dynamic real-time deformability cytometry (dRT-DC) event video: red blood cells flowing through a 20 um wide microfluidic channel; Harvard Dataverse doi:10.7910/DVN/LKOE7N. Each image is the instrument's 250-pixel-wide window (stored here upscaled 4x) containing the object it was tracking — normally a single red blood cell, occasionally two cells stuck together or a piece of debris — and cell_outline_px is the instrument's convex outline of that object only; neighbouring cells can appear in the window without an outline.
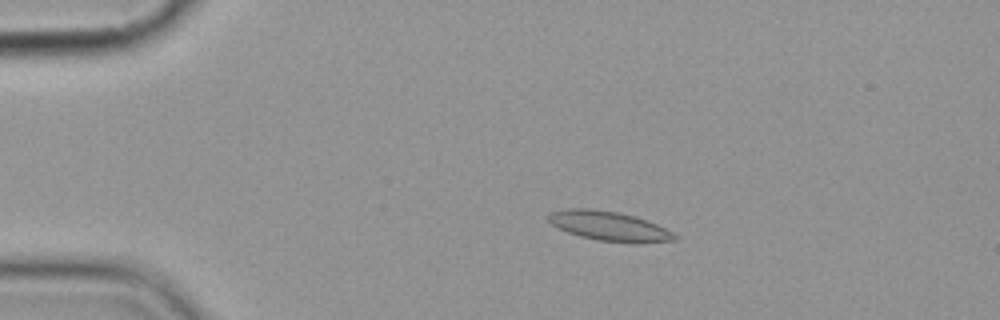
{"species": "common noctule bat (a hibernating species)", "species_latin": "Nyctalus noctula", "temperature_condition": "cold", "stored_images_in_passage": 7, "camera_frame_rate_fps": 3000, "um_per_image_px": 0.085, "animal": {"sex": "female", "body_mass_g": 19.9}, "frame": {"image": 1, "passage_image": 4, "time_ms": 3.333, "image_size_px": [1000, 320], "cell_outline_px": [[680, 240], [600, 240], [580, 236], [568, 232], [552, 224], [548, 220], [548, 216], [552, 212], [568, 208], [588, 208], [616, 212], [636, 216], [656, 224], [680, 236]], "centroid_in_image_um": [51.72, 19.16], "position_along_channel_um": 33.3, "area_um2": 20.58}}
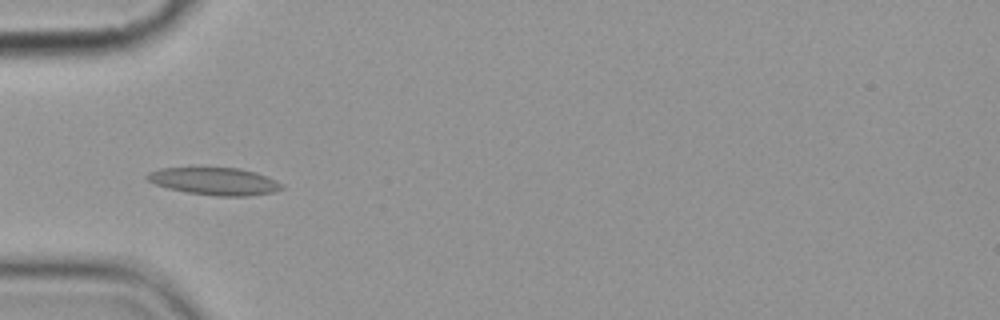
{"frame": {"image": 2, "passage_image": 6, "time_ms": 5.667, "image_size_px": [1000, 320], "cell_outline_px": [[284, 188], [272, 192], [248, 196], [216, 196], [188, 192], [168, 188], [156, 184], [148, 180], [144, 176], [148, 172], [160, 168], [240, 168], [256, 172], [280, 184]], "centroid_in_image_um": [18.19, 15.4], "position_along_channel_um": 66.8, "area_um2": 21.15}}
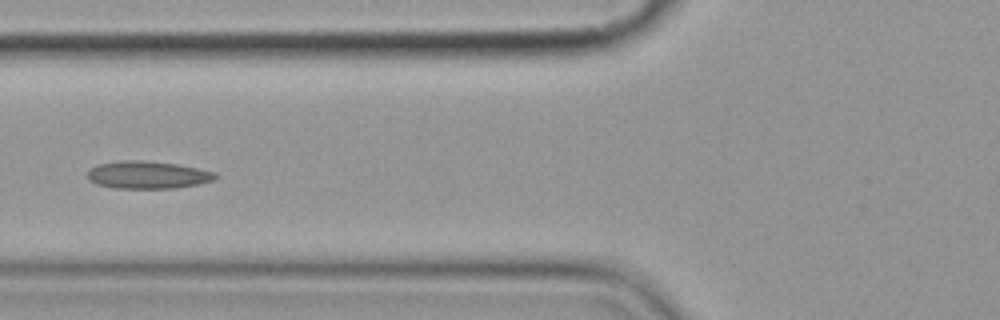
{"frame": {"image": 3, "passage_image": 7, "time_ms": 7.0, "image_size_px": [1000, 320], "cell_outline_px": [[220, 176], [216, 180], [176, 188], [112, 188], [96, 184], [88, 180], [88, 172], [96, 164], [116, 160], [144, 160], [176, 164], [216, 172]], "centroid_in_image_um": [12.54, 14.86], "position_along_channel_um": 113.3, "area_um2": 20.75}}